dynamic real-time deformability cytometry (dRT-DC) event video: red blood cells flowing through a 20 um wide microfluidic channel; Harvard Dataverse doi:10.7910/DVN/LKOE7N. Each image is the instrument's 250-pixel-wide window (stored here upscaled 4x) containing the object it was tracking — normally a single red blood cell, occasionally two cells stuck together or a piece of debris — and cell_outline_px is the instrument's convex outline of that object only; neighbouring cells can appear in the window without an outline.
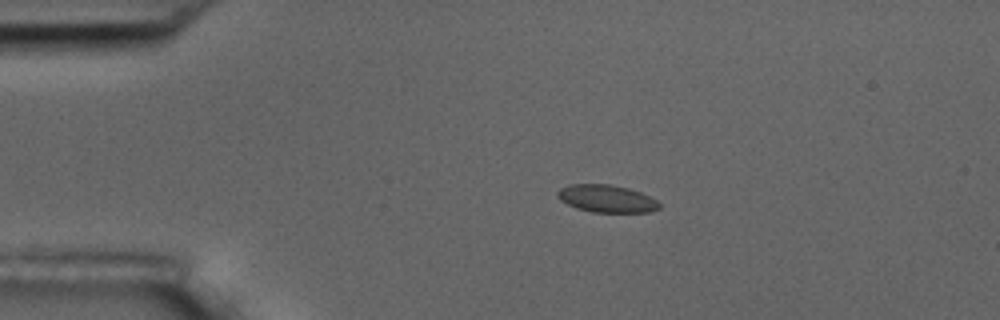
{"species": "common noctule bat (a hibernating species)", "species_latin": "Nyctalus noctula", "temperature_condition": "room temperature", "stored_images_in_passage": 5, "camera_frame_rate_fps": 3000, "um_per_image_px": 0.085, "animal": {"sex": "male", "body_mass_g": 17.5, "forearm_length_mm": 52.3}, "frame": {"image": 1, "passage_image": 4, "time_ms": 3.667, "image_size_px": [1000, 320], "cell_outline_px": [[660, 208], [648, 212], [592, 212], [576, 208], [560, 200], [556, 196], [556, 192], [560, 188], [568, 184], [608, 184], [628, 188], [640, 192], [656, 200], [660, 204]], "centroid_in_image_um": [51.52, 16.88], "position_along_channel_um": 33.5, "area_um2": 16.3}}